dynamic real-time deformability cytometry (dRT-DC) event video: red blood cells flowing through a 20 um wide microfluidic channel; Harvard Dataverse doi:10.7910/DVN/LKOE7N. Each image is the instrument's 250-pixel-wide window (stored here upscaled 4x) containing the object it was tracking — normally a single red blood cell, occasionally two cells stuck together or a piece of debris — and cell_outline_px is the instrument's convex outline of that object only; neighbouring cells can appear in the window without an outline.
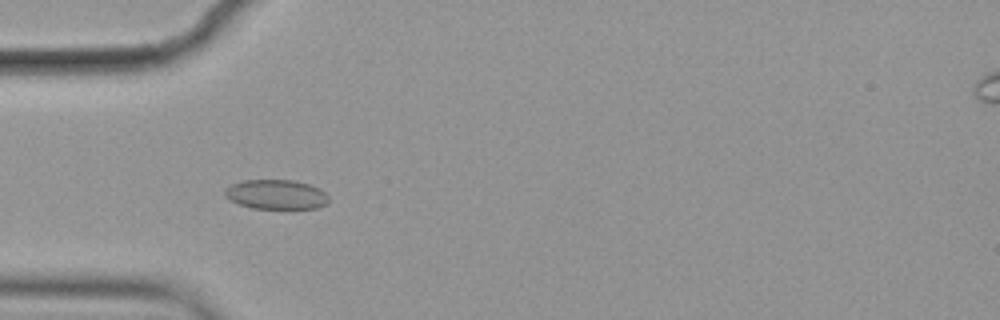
{"species": "common noctule bat (a hibernating species)", "species_latin": "Nyctalus noctula", "temperature_condition": "cold", "stored_images_in_passage": 52, "camera_frame_rate_fps": 3000, "um_per_image_px": 0.085, "animal": {"sex": "female", "body_mass_g": 19.9}, "frame": {"image": 1, "passage_image": 13, "time_ms": 4.0, "image_size_px": [1000, 320], "cell_outline_px": [[328, 204], [316, 208], [252, 208], [240, 204], [224, 196], [224, 192], [232, 184], [244, 180], [292, 180], [308, 184], [320, 188], [328, 196]], "centroid_in_image_um": [23.5, 16.53], "position_along_channel_um": 61.5, "area_um2": 17.69}}
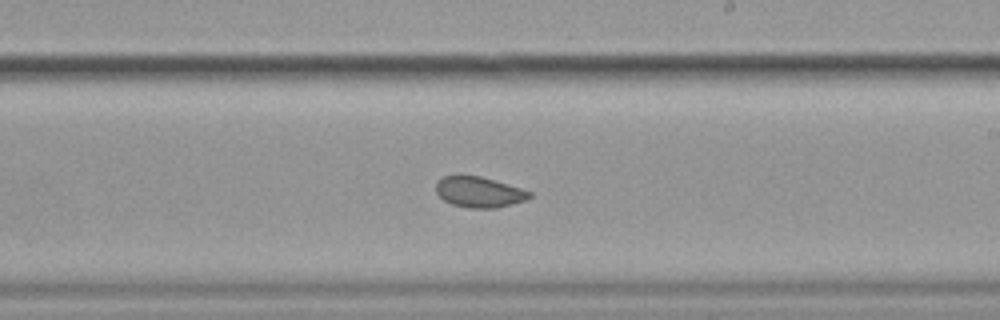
{"frame": {"image": 2, "passage_image": 29, "time_ms": 9.333, "image_size_px": [1000, 320], "cell_outline_px": [[532, 196], [524, 200], [496, 208], [472, 208], [452, 204], [444, 200], [436, 192], [436, 184], [444, 176], [480, 176], [520, 188], [532, 192]], "centroid_in_image_um": [40.72, 16.33], "position_along_channel_um": 248.3, "area_um2": 16.3}}
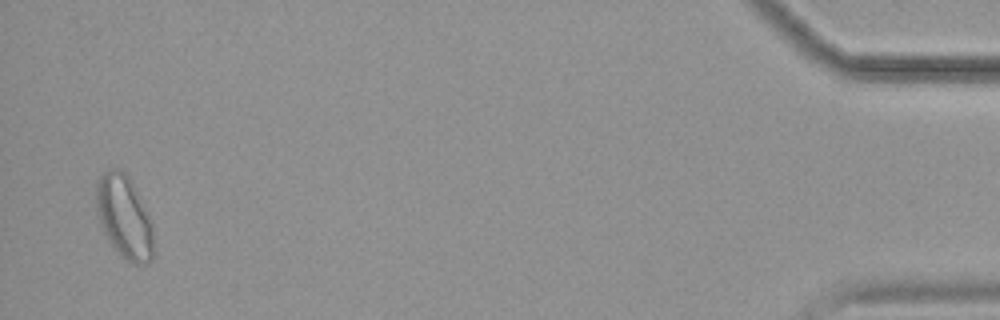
{"frame": {"image": 3, "passage_image": 51, "time_ms": 16.667, "image_size_px": [1000, 320], "cell_outline_px": [[152, 260], [148, 264], [132, 264], [124, 260], [120, 256], [108, 240], [104, 232], [96, 208], [96, 180], [104, 172], [112, 168], [120, 168], [128, 176], [148, 212], [152, 224]], "centroid_in_image_um": [10.55, 18.45], "position_along_channel_um": 424.6, "area_um2": 27.74}, "authors_computed_cell_mechanics": {"area_um2": 18.0914, "velocity_mm_per_s": 3.5462, "shape_relaxation_time_tau1_ms": 9.6854, "shape_relaxation_time_tau2_ms": 2.0864, "deformation_change_tau1": 0.0893, "deformation_change_tau2": 0.0348}}